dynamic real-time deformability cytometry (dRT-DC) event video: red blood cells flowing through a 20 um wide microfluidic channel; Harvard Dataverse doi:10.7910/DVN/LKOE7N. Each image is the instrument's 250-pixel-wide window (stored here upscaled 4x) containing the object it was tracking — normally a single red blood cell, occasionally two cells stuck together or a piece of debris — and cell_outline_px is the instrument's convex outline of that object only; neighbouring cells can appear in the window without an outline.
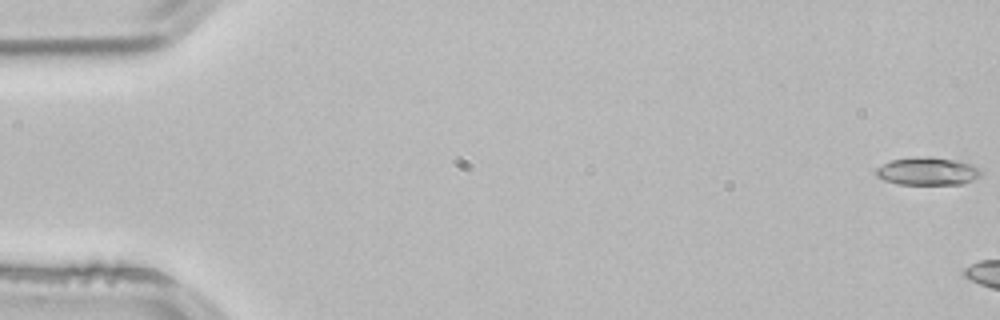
{"species": "common noctule bat (a hibernating species)", "species_latin": "Nyctalus noctula", "temperature_condition": "room temperature", "stored_images_in_passage": 3, "camera_frame_rate_fps": 3000, "um_per_image_px": 0.085, "animal": {"sex": "male", "body_mass_g": 21.5, "forearm_length_mm": 52.0}, "frame": {"image": 1, "passage_image": 1, "time_ms": 0.0, "image_size_px": [1000, 320], "cell_outline_px": [[980, 176], [964, 184], [900, 184], [884, 180], [876, 176], [876, 168], [892, 160], [916, 156], [928, 156], [956, 160], [972, 164], [980, 172]], "centroid_in_image_um": [78.83, 14.55], "position_along_channel_um": 6.2, "area_um2": 16.94}}